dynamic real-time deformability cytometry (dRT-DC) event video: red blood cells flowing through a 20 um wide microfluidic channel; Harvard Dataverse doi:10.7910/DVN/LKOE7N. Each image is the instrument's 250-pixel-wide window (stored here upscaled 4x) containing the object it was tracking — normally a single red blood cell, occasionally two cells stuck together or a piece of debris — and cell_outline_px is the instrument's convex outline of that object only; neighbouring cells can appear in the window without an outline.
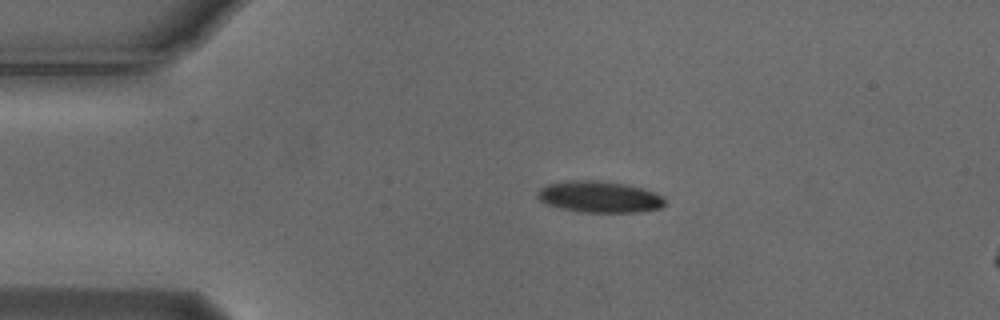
{"species": "Egyptian fruit bat (a non-hibernating species)", "species_latin": "Rousettus aegyptiacus", "temperature_condition": "cold", "stored_images_in_passage": 7, "camera_frame_rate_fps": 3000, "um_per_image_px": 0.085, "animal": {"sex": "male"}, "frame": {"image": 1, "passage_image": 1, "time_ms": 0.0, "image_size_px": [1000, 320], "cell_outline_px": [[664, 204], [660, 208], [636, 212], [580, 212], [560, 208], [548, 204], [540, 200], [536, 196], [536, 192], [540, 188], [548, 184], [564, 180], [596, 180], [624, 184], [640, 188], [652, 192], [660, 196], [664, 200]], "centroid_in_image_um": [50.87, 16.73], "position_along_channel_um": 34.1, "area_um2": 23.12}}